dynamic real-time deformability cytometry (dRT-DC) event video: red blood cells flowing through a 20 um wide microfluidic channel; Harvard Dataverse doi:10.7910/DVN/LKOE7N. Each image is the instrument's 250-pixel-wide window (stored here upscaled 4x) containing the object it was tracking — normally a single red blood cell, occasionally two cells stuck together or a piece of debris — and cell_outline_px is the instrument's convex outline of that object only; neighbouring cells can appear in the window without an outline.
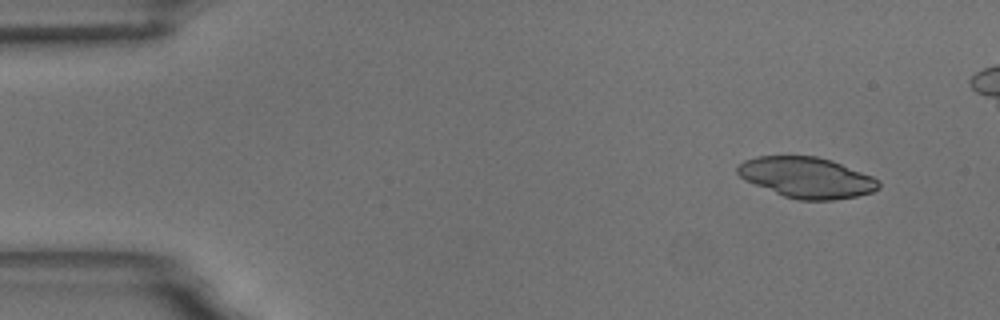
{"species": "common noctule bat (a hibernating species)", "species_latin": "Nyctalus noctula", "temperature_condition": "room temperature", "stored_images_in_passage": 50, "camera_frame_rate_fps": 3000, "um_per_image_px": 0.085, "animal": {"sex": "male", "body_mass_g": 18.8}, "frame": {"image": 1, "passage_image": 1, "time_ms": 0.0, "image_size_px": [1000, 320], "cell_outline_px": [[880, 188], [872, 192], [856, 196], [832, 200], [800, 200], [784, 196], [744, 180], [736, 172], [736, 168], [744, 160], [756, 156], [816, 156], [832, 160], [872, 176], [880, 180]], "centroid_in_image_um": [68.57, 15.08], "position_along_channel_um": 16.4, "area_um2": 33.47}, "authors_computed_cell_mechanics": {"area_um2": 20.6635, "velocity_mm_per_s": 3.4286, "shape_relaxation_time_tau1_ms": 2.2131, "shape_relaxation_time_tau2_ms": 2.8205, "deformation_change_tau1": 0.2802, "deformation_change_tau2": 0.0846}}